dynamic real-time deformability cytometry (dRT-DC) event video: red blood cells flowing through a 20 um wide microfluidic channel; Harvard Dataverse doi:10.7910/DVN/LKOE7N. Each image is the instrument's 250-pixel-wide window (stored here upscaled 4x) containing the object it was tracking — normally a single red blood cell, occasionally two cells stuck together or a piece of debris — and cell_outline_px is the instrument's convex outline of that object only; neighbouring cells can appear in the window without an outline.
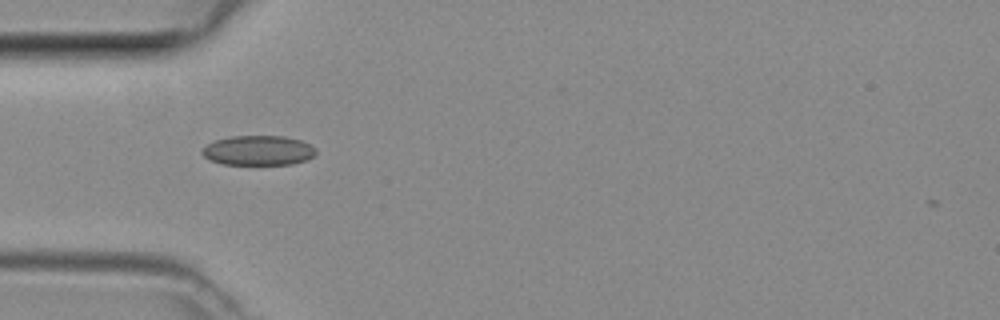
{"species": "common noctule bat (a hibernating species)", "species_latin": "Nyctalus noctula", "temperature_condition": "room temperature", "stored_images_in_passage": 5, "camera_frame_rate_fps": 3000, "um_per_image_px": 0.085, "animal": {"sex": "female", "body_mass_g": 29.2, "forearm_length_mm": 56.3}, "frame": {"image": 1, "passage_image": 4, "time_ms": 1.0, "image_size_px": [1000, 320], "cell_outline_px": [[316, 152], [312, 156], [304, 160], [292, 164], [224, 164], [212, 160], [204, 156], [200, 152], [212, 140], [228, 136], [284, 136], [300, 140], [312, 144], [316, 148]], "centroid_in_image_um": [21.95, 12.77], "position_along_channel_um": 63.0, "area_um2": 19.71}}
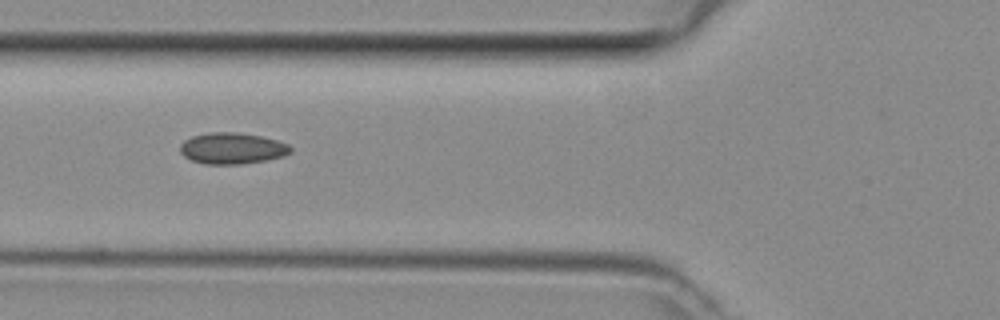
{"frame": {"image": 2, "passage_image": 5, "time_ms": 1.333, "image_size_px": [1000, 320], "cell_outline_px": [[292, 152], [284, 156], [268, 160], [240, 164], [204, 164], [192, 160], [184, 156], [180, 152], [180, 144], [184, 140], [192, 136], [212, 132], [236, 132], [260, 136], [276, 140], [288, 144], [292, 148]], "centroid_in_image_um": [19.74, 12.61], "position_along_channel_um": 106.1, "area_um2": 20.17}}